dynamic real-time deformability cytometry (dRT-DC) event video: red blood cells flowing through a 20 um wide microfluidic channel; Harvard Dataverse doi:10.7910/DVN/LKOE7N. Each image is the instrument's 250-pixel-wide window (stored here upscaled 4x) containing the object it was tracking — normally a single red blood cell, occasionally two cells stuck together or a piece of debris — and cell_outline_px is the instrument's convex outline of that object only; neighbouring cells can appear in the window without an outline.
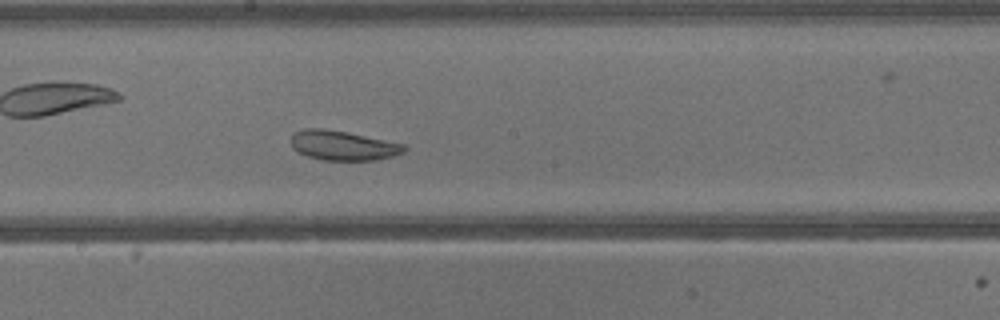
{"species": "common noctule bat (a hibernating species)", "species_latin": "Nyctalus noctula", "temperature_condition": "warm", "stored_images_in_passage": 33, "camera_frame_rate_fps": 3000, "um_per_image_px": 0.085, "animal": {"sex": "male", "body_mass_g": 13.3}, "frame": {"image": 1, "passage_image": 15, "time_ms": 4.667, "image_size_px": [1000, 320], "cell_outline_px": [[408, 148], [404, 152], [392, 156], [376, 160], [324, 160], [308, 156], [292, 148], [292, 136], [296, 132], [304, 128], [324, 128], [348, 132], [404, 144]], "centroid_in_image_um": [29.17, 12.36], "position_along_channel_um": 219.0, "area_um2": 19.42}}